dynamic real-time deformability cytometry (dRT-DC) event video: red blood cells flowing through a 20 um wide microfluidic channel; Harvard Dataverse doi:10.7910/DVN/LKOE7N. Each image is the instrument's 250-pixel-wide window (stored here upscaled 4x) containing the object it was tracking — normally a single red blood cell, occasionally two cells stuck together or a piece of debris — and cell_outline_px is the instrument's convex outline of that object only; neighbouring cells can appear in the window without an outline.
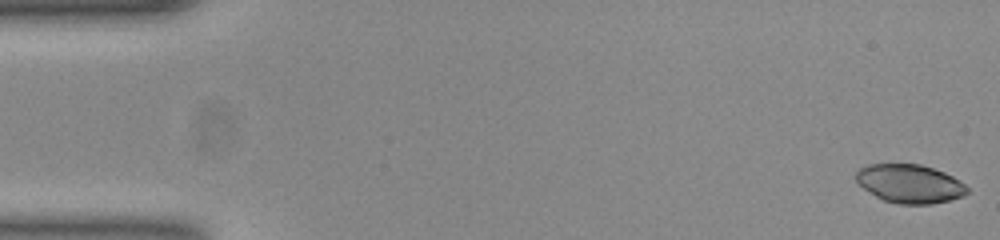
{"species": "common noctule bat (a hibernating species)", "species_latin": "Nyctalus noctula", "temperature_condition": "room temperature", "stored_images_in_passage": 52, "camera_frame_rate_fps": 3000, "um_per_image_px": 0.085, "animal": {"sex": "female", "body_mass_g": 23.0, "forearm_length_mm": 53.4}, "frame": {"image": 1, "passage_image": 1, "time_ms": 0.0, "image_size_px": [1000, 240], "cell_outline_px": [[968, 192], [964, 196], [932, 204], [900, 204], [884, 200], [876, 196], [864, 188], [856, 180], [856, 172], [860, 168], [868, 164], [920, 164], [944, 172], [952, 176], [964, 184], [968, 188]], "centroid_in_image_um": [77.34, 15.61], "position_along_channel_um": 7.7, "area_um2": 24.8}}
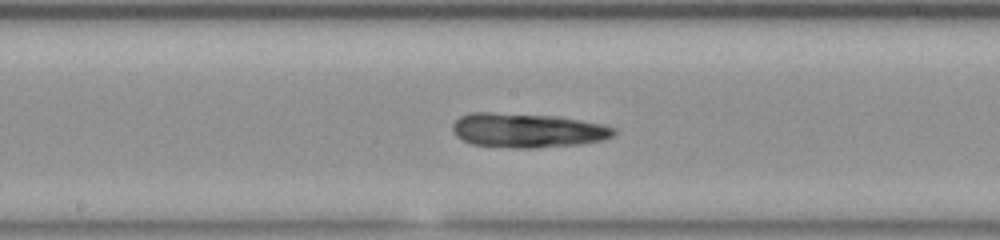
{"frame": {"image": 2, "passage_image": 27, "time_ms": 8.667, "image_size_px": [1000, 240], "cell_outline_px": [[616, 132], [612, 136], [604, 140], [580, 144], [536, 148], [516, 148], [472, 144], [456, 136], [452, 132], [452, 124], [460, 116], [472, 112], [492, 112], [556, 116], [604, 124], [616, 128]], "centroid_in_image_um": [44.84, 11.08], "position_along_channel_um": 203.4, "area_um2": 32.48}}
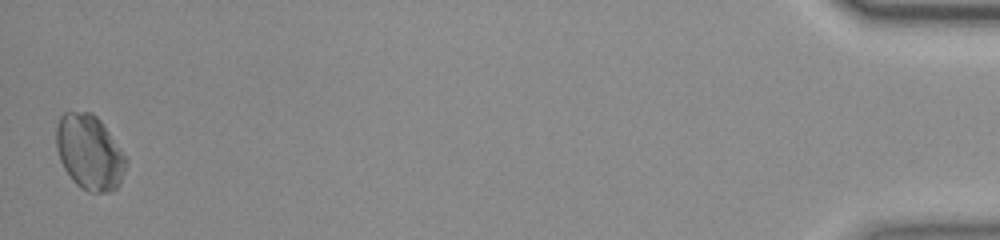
{"frame": {"image": 3, "passage_image": 52, "time_ms": 17.0, "image_size_px": [1000, 240], "cell_outline_px": [[128, 160], [120, 184], [112, 192], [88, 192], [80, 188], [72, 180], [64, 168], [60, 160], [56, 148], [56, 128], [60, 116], [64, 112], [92, 112], [100, 120]], "centroid_in_image_um": [7.59, 12.96], "position_along_channel_um": 427.6, "area_um2": 30.46}}